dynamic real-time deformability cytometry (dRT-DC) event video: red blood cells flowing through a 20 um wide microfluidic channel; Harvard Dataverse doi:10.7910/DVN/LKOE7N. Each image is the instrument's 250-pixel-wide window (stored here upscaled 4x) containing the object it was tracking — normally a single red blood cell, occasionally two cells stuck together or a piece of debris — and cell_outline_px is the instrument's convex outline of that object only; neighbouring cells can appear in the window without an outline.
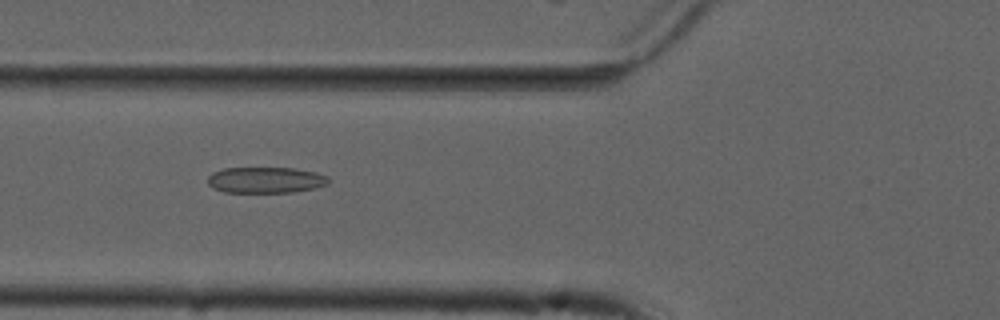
{"species": "common noctule bat (a hibernating species)", "species_latin": "Nyctalus noctula", "temperature_condition": "cold", "stored_images_in_passage": 38, "camera_frame_rate_fps": 3000, "um_per_image_px": 0.085, "animal": {"sex": "male", "forearm_length_mm": 52.5}, "frame": {"image": 1, "passage_image": 4, "time_ms": 1.0, "image_size_px": [1000, 320], "cell_outline_px": [[332, 180], [328, 184], [316, 188], [292, 192], [224, 192], [212, 188], [208, 184], [208, 176], [212, 172], [224, 168], [292, 168], [316, 172], [328, 176]], "centroid_in_image_um": [22.6, 15.3], "position_along_channel_um": 103.2, "area_um2": 18.5}}
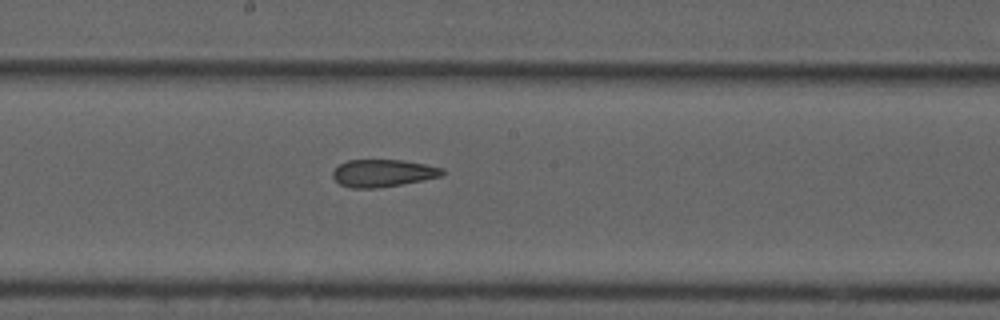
{"frame": {"image": 2, "passage_image": 13, "time_ms": 4.0, "image_size_px": [1000, 320], "cell_outline_px": [[444, 176], [380, 188], [352, 188], [340, 184], [332, 176], [332, 172], [340, 164], [348, 160], [404, 160], [444, 168]], "centroid_in_image_um": [32.57, 14.72], "position_along_channel_um": 215.6, "area_um2": 17.51}}
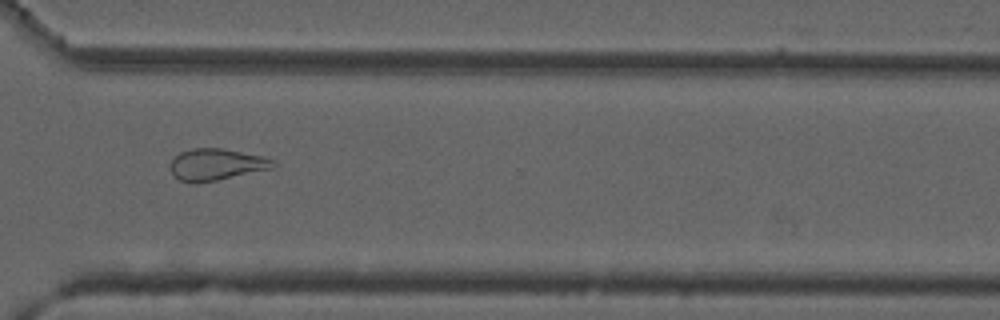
{"frame": {"image": 3, "passage_image": 24, "time_ms": 7.667, "image_size_px": [1000, 320], "cell_outline_px": [[276, 164], [272, 168], [216, 180], [180, 180], [172, 172], [172, 160], [180, 152], [192, 148], [220, 148], [264, 156], [272, 160]], "centroid_in_image_um": [18.44, 13.94], "position_along_channel_um": 352.2, "area_um2": 18.09}, "authors_computed_cell_mechanics": {"area_um2": 18.9873, "velocity_mm_per_s": 3.7374, "shape_relaxation_time_tau1_ms": null, "shape_relaxation_time_tau2_ms": 3.9793, "deformation_change_tau1": null, "deformation_change_tau2": 0.1305}}